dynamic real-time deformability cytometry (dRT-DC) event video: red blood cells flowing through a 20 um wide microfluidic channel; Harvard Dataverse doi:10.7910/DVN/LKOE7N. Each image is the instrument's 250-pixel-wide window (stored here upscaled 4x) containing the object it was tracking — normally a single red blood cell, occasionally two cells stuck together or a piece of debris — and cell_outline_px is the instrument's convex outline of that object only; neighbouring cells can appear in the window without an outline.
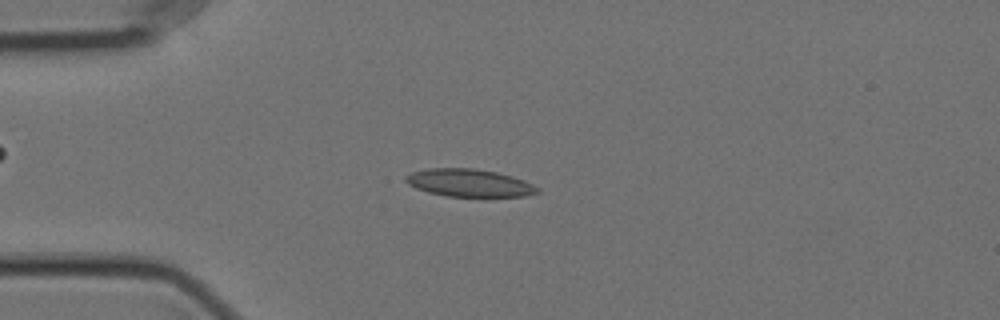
{"species": "Egyptian fruit bat (a non-hibernating species)", "species_latin": "Rousettus aegyptiacus", "temperature_condition": "cold", "stored_images_in_passage": 56, "camera_frame_rate_fps": 3000, "um_per_image_px": 0.085, "animal": {"sex": "female"}, "frame": {"image": 1, "passage_image": 14, "time_ms": 4.333, "image_size_px": [1000, 320], "cell_outline_px": [[540, 192], [524, 196], [448, 196], [428, 192], [416, 188], [408, 184], [404, 180], [404, 176], [412, 172], [428, 168], [476, 168], [496, 172], [512, 176], [524, 180], [540, 188]], "centroid_in_image_um": [39.88, 15.54], "position_along_channel_um": 45.1, "area_um2": 21.21}}
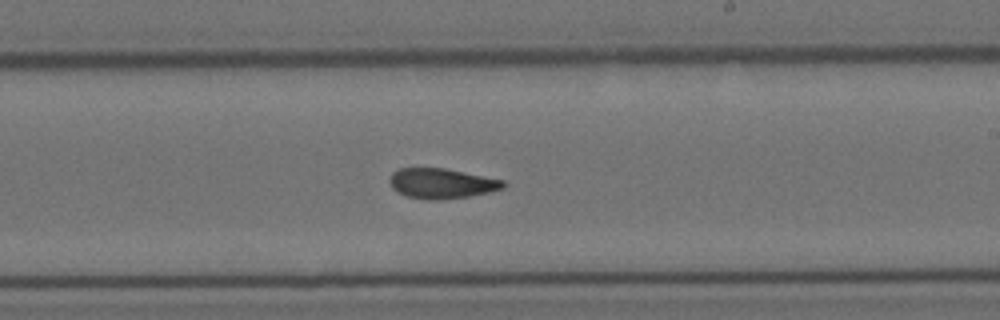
{"frame": {"image": 2, "passage_image": 33, "time_ms": 10.667, "image_size_px": [1000, 320], "cell_outline_px": [[508, 184], [504, 188], [488, 192], [468, 196], [436, 200], [428, 200], [408, 196], [396, 192], [392, 188], [388, 180], [392, 172], [396, 168], [444, 168], [504, 180]], "centroid_in_image_um": [37.51, 15.58], "position_along_channel_um": 251.5, "area_um2": 20.0}}
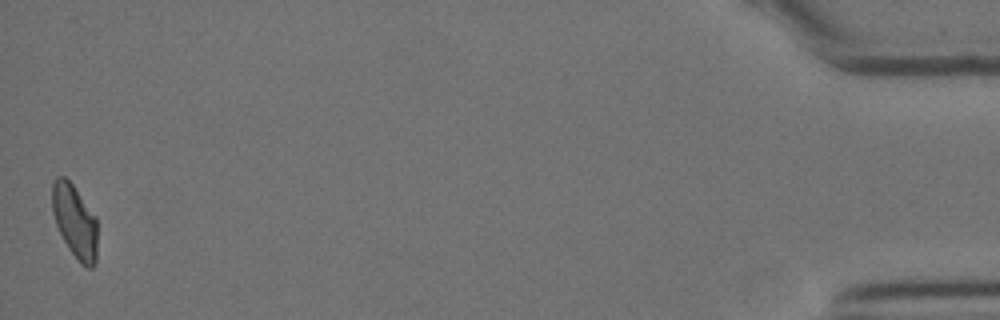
{"frame": {"image": 3, "passage_image": 56, "time_ms": 18.333, "image_size_px": [1000, 320], "cell_outline_px": [[96, 264], [92, 268], [88, 268], [80, 264], [68, 248], [56, 224], [52, 212], [52, 184], [56, 176], [64, 176], [72, 184], [96, 216]], "centroid_in_image_um": [6.35, 18.82], "position_along_channel_um": 428.8, "area_um2": 19.31}, "authors_computed_cell_mechanics": {"area_um2": 20.3745, "velocity_mm_per_s": 3.5394, "shape_relaxation_time_tau1_ms": 6.3279, "shape_relaxation_time_tau2_ms": 3.0253, "deformation_change_tau1": 0.162, "deformation_change_tau2": 0.1022}}